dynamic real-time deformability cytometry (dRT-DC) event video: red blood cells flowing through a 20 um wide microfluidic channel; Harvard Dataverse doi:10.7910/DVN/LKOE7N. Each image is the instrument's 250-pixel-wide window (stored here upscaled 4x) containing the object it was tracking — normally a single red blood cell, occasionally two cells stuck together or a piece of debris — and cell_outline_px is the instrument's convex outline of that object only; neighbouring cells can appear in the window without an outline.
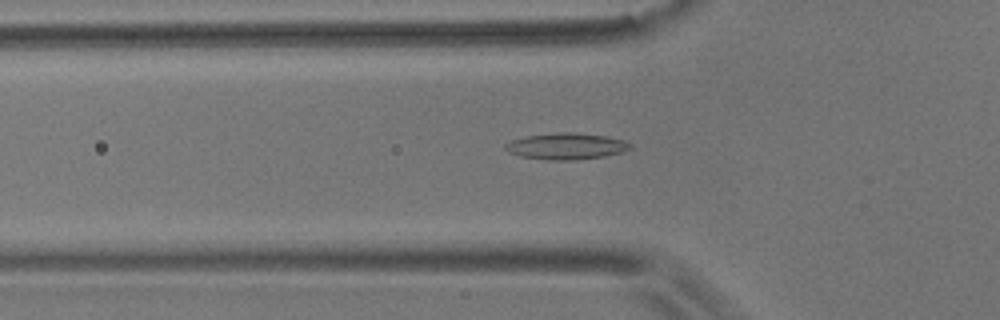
{"species": "common noctule bat (a hibernating species)", "species_latin": "Nyctalus noctula", "temperature_condition": "room temperature", "stored_images_in_passage": 33, "camera_frame_rate_fps": 3000, "um_per_image_px": 0.085, "animal": {"sex": "male", "body_mass_g": 17.9}, "frame": {"image": 1, "passage_image": 11, "time_ms": 3.333, "image_size_px": [1000, 320], "cell_outline_px": [[632, 148], [620, 152], [604, 156], [576, 160], [544, 160], [520, 156], [508, 152], [504, 148], [504, 144], [512, 140], [524, 136], [560, 132], [572, 132], [608, 136], [624, 140], [632, 144]], "centroid_in_image_um": [48.11, 12.43], "position_along_channel_um": 77.7, "area_um2": 19.36}}
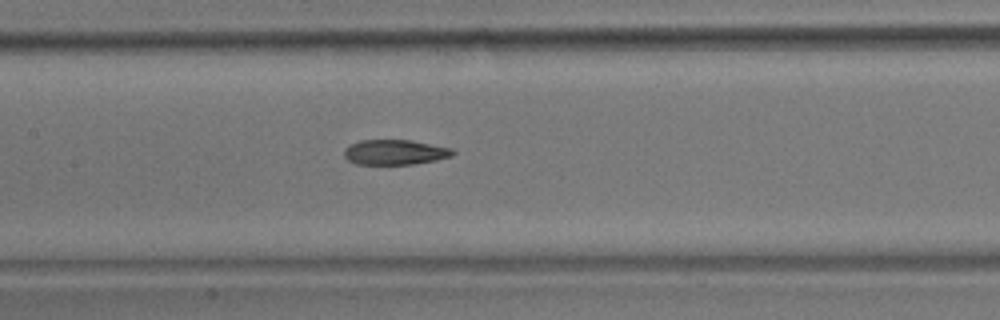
{"frame": {"image": 2, "passage_image": 19, "time_ms": 6.0, "image_size_px": [1000, 320], "cell_outline_px": [[456, 152], [452, 156], [436, 160], [412, 164], [356, 164], [348, 160], [344, 156], [344, 148], [348, 144], [360, 140], [412, 140], [452, 148]], "centroid_in_image_um": [33.55, 12.93], "position_along_channel_um": 173.8, "area_um2": 16.01}}
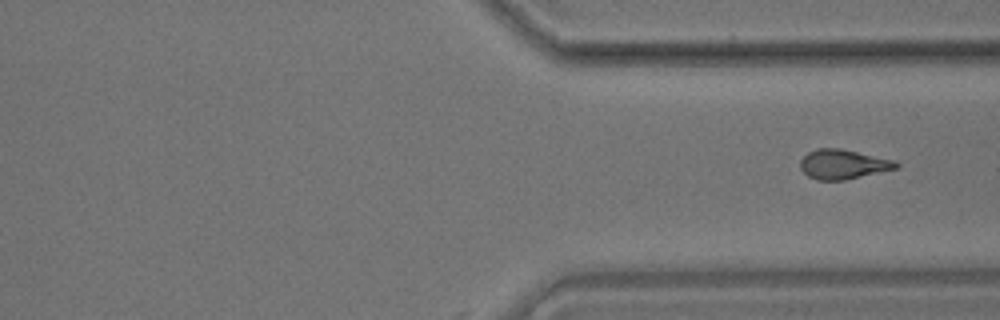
{"frame": {"image": 3, "passage_image": 33, "time_ms": 10.667, "image_size_px": [1000, 320], "cell_outline_px": [[900, 164], [896, 168], [844, 180], [816, 180], [808, 176], [800, 168], [800, 160], [808, 152], [816, 148], [840, 148], [896, 160]], "centroid_in_image_um": [71.64, 13.95], "position_along_channel_um": 339.8, "area_um2": 16.47}}